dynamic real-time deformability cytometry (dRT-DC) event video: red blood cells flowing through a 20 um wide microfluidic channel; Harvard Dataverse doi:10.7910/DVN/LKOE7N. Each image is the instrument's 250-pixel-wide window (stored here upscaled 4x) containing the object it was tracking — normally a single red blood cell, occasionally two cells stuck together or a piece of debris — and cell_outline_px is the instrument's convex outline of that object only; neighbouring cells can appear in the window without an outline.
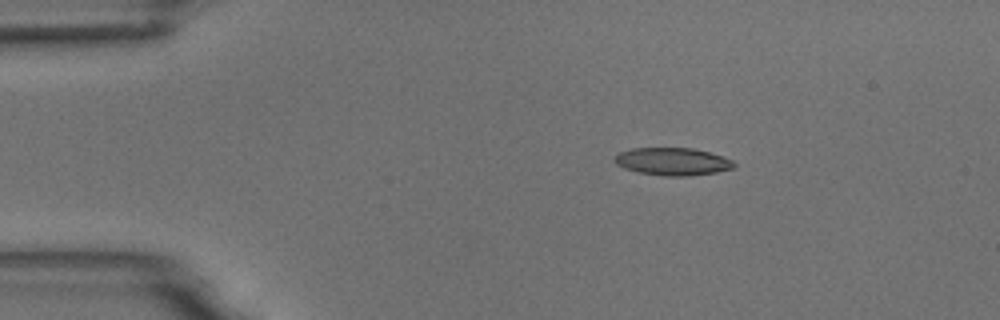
{"species": "common noctule bat (a hibernating species)", "species_latin": "Nyctalus noctula", "temperature_condition": "room temperature", "stored_images_in_passage": 3, "camera_frame_rate_fps": 3000, "um_per_image_px": 0.085, "animal": {"sex": "male", "body_mass_g": 18.8}, "frame": {"image": 1, "passage_image": 2, "time_ms": 1.333, "image_size_px": [1000, 320], "cell_outline_px": [[736, 168], [716, 172], [688, 176], [664, 176], [640, 172], [624, 168], [616, 164], [616, 156], [620, 152], [632, 148], [692, 148], [708, 152], [732, 160], [736, 164]], "centroid_in_image_um": [57.2, 13.73], "position_along_channel_um": 27.8, "area_um2": 19.02}}